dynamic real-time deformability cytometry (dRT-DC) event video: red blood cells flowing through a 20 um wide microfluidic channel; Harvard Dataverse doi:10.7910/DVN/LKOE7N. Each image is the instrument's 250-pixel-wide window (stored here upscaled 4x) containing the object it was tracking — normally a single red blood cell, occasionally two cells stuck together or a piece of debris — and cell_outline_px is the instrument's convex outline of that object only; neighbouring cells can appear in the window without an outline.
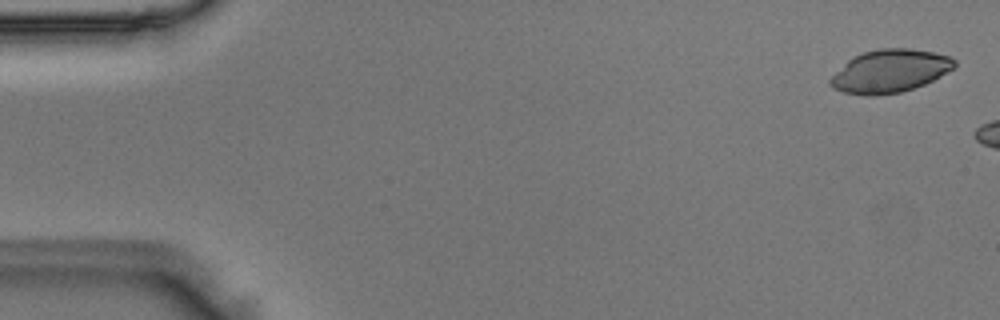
{"species": "Egyptian fruit bat (a non-hibernating species)", "species_latin": "Rousettus aegyptiacus", "temperature_condition": "room temperature", "stored_images_in_passage": 6, "camera_frame_rate_fps": 3000, "um_per_image_px": 0.085, "animal": {"sex": "male"}, "frame": {"image": 1, "passage_image": 2, "time_ms": 0.333, "image_size_px": [1000, 320], "cell_outline_px": [[956, 64], [952, 68], [940, 76], [924, 84], [900, 92], [876, 96], [868, 96], [844, 92], [832, 88], [828, 84], [828, 80], [852, 56], [864, 52], [880, 48], [912, 48], [952, 56], [956, 60]], "centroid_in_image_um": [75.62, 6.04], "position_along_channel_um": 9.4, "area_um2": 31.04}}